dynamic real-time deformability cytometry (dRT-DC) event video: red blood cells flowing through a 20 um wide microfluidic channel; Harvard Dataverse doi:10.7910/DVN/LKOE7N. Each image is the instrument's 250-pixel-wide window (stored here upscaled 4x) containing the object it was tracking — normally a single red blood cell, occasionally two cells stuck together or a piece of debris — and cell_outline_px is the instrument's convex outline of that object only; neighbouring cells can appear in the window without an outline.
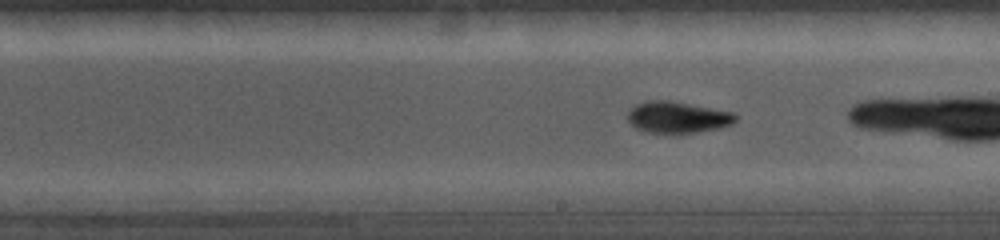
{"species": "common noctule bat (a hibernating species)", "species_latin": "Nyctalus noctula", "temperature_condition": "cold", "stored_images_in_passage": 24, "camera_frame_rate_fps": 5000, "um_per_image_px": 0.085, "animal": {"sex": "female", "body_mass_g": 19.0, "forearm_length_mm": 56.7}, "frame": {"image": 1, "passage_image": 13, "time_ms": 3.6, "image_size_px": [1000, 240], "cell_outline_px": [[736, 120], [732, 124], [720, 128], [696, 132], [648, 132], [636, 128], [628, 120], [628, 112], [636, 104], [648, 100], [668, 100], [732, 112], [736, 116]], "centroid_in_image_um": [57.58, 9.96], "position_along_channel_um": 231.4, "area_um2": 19.36}}